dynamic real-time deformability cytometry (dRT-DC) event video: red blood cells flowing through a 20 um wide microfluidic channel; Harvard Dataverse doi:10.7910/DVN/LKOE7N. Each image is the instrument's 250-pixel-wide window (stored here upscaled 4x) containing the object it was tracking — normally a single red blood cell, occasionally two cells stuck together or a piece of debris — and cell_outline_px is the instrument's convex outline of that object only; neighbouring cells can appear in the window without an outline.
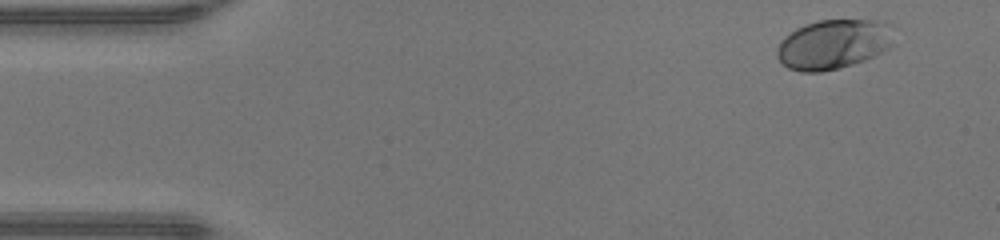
{"species": "human", "species_latin": "Homo sapiens", "temperature_condition": "warm", "stored_images_in_passage": 41, "camera_frame_rate_fps": 3000, "um_per_image_px": 0.085, "donor": {"sex": "male"}, "frame": {"image": 1, "passage_image": 1, "time_ms": 0.0, "image_size_px": [1000, 240], "cell_outline_px": [[892, 44], [884, 52], [864, 60], [852, 64], [820, 72], [800, 72], [788, 68], [776, 56], [776, 52], [784, 36], [796, 28], [804, 24], [816, 20], [876, 20], [888, 24]], "centroid_in_image_um": [70.8, 3.76], "position_along_channel_um": 14.2, "area_um2": 33.52}}
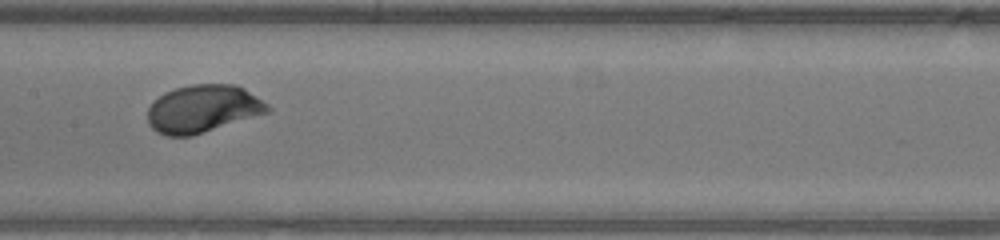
{"frame": {"image": 2, "passage_image": 21, "time_ms": 6.667, "image_size_px": [1000, 240], "cell_outline_px": [[272, 108], [268, 112], [192, 136], [164, 136], [156, 132], [148, 124], [148, 108], [164, 92], [176, 88], [192, 84], [236, 84], [244, 88], [268, 104]], "centroid_in_image_um": [17.24, 9.25], "position_along_channel_um": 190.2, "area_um2": 33.23}}
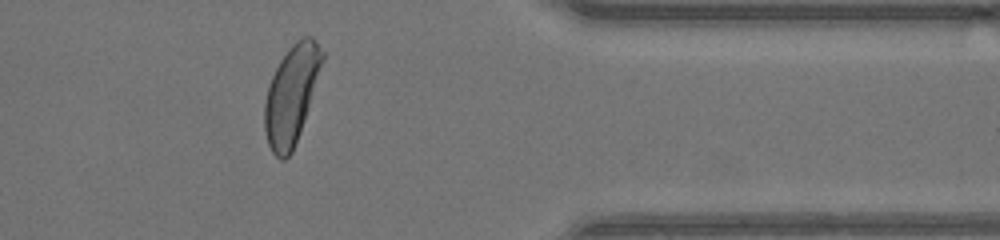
{"frame": {"image": 3, "passage_image": 36, "time_ms": 11.667, "image_size_px": [1000, 240], "cell_outline_px": [[324, 60], [292, 152], [284, 160], [280, 160], [272, 152], [268, 144], [264, 128], [264, 104], [268, 84], [280, 60], [288, 48], [296, 40], [304, 36], [312, 36], [316, 40], [324, 52]], "centroid_in_image_um": [24.75, 8.01], "position_along_channel_um": 386.6, "area_um2": 32.71}, "authors_computed_cell_mechanics": {"area_um2": 31.9634, "velocity_mm_per_s": 4.3385, "shape_relaxation_time_tau1_ms": 1.6502, "shape_relaxation_time_tau2_ms": null, "deformation_change_tau1": 0.1419, "deformation_change_tau2": null}}